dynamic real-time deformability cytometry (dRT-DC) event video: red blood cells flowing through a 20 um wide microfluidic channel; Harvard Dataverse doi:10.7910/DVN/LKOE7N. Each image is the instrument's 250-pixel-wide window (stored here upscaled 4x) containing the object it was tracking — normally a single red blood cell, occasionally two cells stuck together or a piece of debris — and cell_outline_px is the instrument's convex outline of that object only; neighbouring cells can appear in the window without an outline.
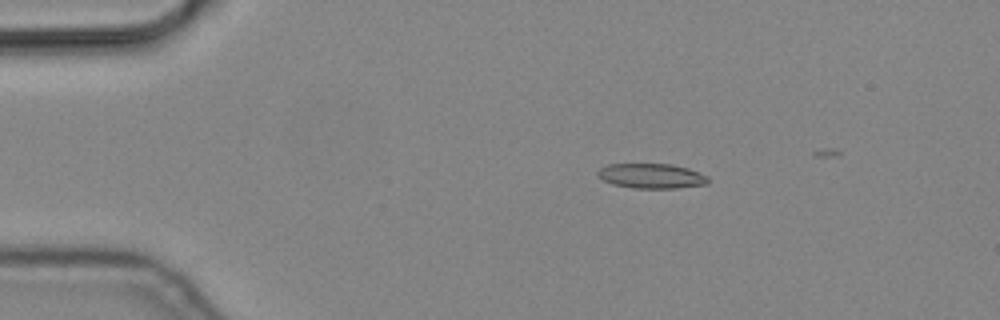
{"species": "common noctule bat (a hibernating species)", "species_latin": "Nyctalus noctula", "temperature_condition": "cold", "stored_images_in_passage": 5, "camera_frame_rate_fps": 3000, "um_per_image_px": 0.085, "animal": {"sex": "male", "body_mass_g": 19.2, "forearm_length_mm": 51.8}, "frame": {"image": 1, "passage_image": 3, "time_ms": 0.667, "image_size_px": [1000, 320], "cell_outline_px": [[708, 184], [676, 188], [632, 188], [612, 184], [596, 176], [596, 172], [600, 168], [608, 164], [672, 164], [688, 168], [708, 176]], "centroid_in_image_um": [55.35, 14.95], "position_along_channel_um": 29.6, "area_um2": 16.07}}